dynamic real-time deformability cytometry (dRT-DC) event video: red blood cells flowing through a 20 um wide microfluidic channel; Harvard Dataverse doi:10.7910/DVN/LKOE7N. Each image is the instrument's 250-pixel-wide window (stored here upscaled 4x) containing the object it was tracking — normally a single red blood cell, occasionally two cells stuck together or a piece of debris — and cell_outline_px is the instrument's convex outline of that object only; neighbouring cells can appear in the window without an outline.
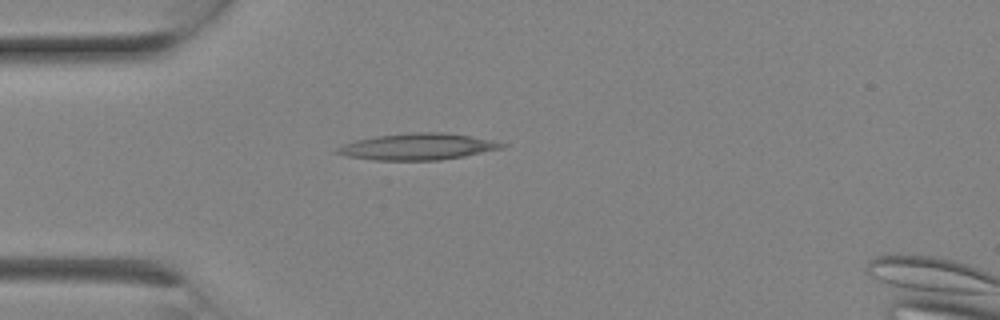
{"species": "Egyptian fruit bat (a non-hibernating species)", "species_latin": "Rousettus aegyptiacus", "temperature_condition": "room temperature", "stored_images_in_passage": 2, "camera_frame_rate_fps": 3000, "um_per_image_px": 0.085, "animal": {"sex": "female"}, "frame": {"image": 1, "passage_image": 1, "time_ms": 0.0, "image_size_px": [1000, 320], "cell_outline_px": [[508, 144], [504, 148], [464, 156], [440, 160], [372, 160], [348, 156], [332, 152], [336, 148], [344, 144], [356, 140], [376, 136], [408, 132], [440, 132], [468, 136]], "centroid_in_image_um": [35.46, 12.47], "position_along_channel_um": 49.5, "area_um2": 25.26}}